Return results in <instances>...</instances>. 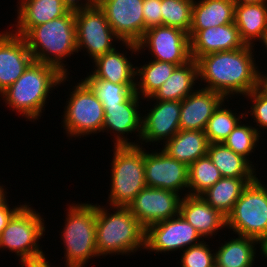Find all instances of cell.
Segmentation results:
<instances>
[{
  "instance_id": "6da1fadb",
  "label": "cell",
  "mask_w": 267,
  "mask_h": 267,
  "mask_svg": "<svg viewBox=\"0 0 267 267\" xmlns=\"http://www.w3.org/2000/svg\"><path fill=\"white\" fill-rule=\"evenodd\" d=\"M253 48L254 46L245 45L236 50L199 57L196 62L198 79L201 80L198 82L206 83L202 88L220 93L226 99L235 95L244 97L256 89L259 66L256 64Z\"/></svg>"
},
{
  "instance_id": "7a4b0ae2",
  "label": "cell",
  "mask_w": 267,
  "mask_h": 267,
  "mask_svg": "<svg viewBox=\"0 0 267 267\" xmlns=\"http://www.w3.org/2000/svg\"><path fill=\"white\" fill-rule=\"evenodd\" d=\"M56 67L33 60L24 73L0 94L6 107L36 121L45 109L50 91L69 81Z\"/></svg>"
},
{
  "instance_id": "3957f363",
  "label": "cell",
  "mask_w": 267,
  "mask_h": 267,
  "mask_svg": "<svg viewBox=\"0 0 267 267\" xmlns=\"http://www.w3.org/2000/svg\"><path fill=\"white\" fill-rule=\"evenodd\" d=\"M96 203V247L98 256L126 255L145 250L146 228L127 207L104 208ZM114 210L109 212L108 210ZM116 210V211H115ZM113 254V255H112Z\"/></svg>"
},
{
  "instance_id": "277c9868",
  "label": "cell",
  "mask_w": 267,
  "mask_h": 267,
  "mask_svg": "<svg viewBox=\"0 0 267 267\" xmlns=\"http://www.w3.org/2000/svg\"><path fill=\"white\" fill-rule=\"evenodd\" d=\"M24 39L35 61L52 65L62 74L70 75L64 59L78 53L75 12L68 11L62 17L33 27Z\"/></svg>"
},
{
  "instance_id": "5b68a950",
  "label": "cell",
  "mask_w": 267,
  "mask_h": 267,
  "mask_svg": "<svg viewBox=\"0 0 267 267\" xmlns=\"http://www.w3.org/2000/svg\"><path fill=\"white\" fill-rule=\"evenodd\" d=\"M29 206L24 203L0 234V250L15 253L21 267L42 264L47 260L38 241L45 235V220L41 213Z\"/></svg>"
},
{
  "instance_id": "8992f818",
  "label": "cell",
  "mask_w": 267,
  "mask_h": 267,
  "mask_svg": "<svg viewBox=\"0 0 267 267\" xmlns=\"http://www.w3.org/2000/svg\"><path fill=\"white\" fill-rule=\"evenodd\" d=\"M65 225L61 230L64 265L85 266L89 259L99 258L96 247V204H68Z\"/></svg>"
},
{
  "instance_id": "52a82bcc",
  "label": "cell",
  "mask_w": 267,
  "mask_h": 267,
  "mask_svg": "<svg viewBox=\"0 0 267 267\" xmlns=\"http://www.w3.org/2000/svg\"><path fill=\"white\" fill-rule=\"evenodd\" d=\"M111 183L107 203L110 207H128L137 194L147 187L144 148L139 145L113 147Z\"/></svg>"
},
{
  "instance_id": "ba28073f",
  "label": "cell",
  "mask_w": 267,
  "mask_h": 267,
  "mask_svg": "<svg viewBox=\"0 0 267 267\" xmlns=\"http://www.w3.org/2000/svg\"><path fill=\"white\" fill-rule=\"evenodd\" d=\"M256 177L243 190L226 217V227L234 234L261 242L267 239V185Z\"/></svg>"
},
{
  "instance_id": "9c48e42d",
  "label": "cell",
  "mask_w": 267,
  "mask_h": 267,
  "mask_svg": "<svg viewBox=\"0 0 267 267\" xmlns=\"http://www.w3.org/2000/svg\"><path fill=\"white\" fill-rule=\"evenodd\" d=\"M72 90L62 118L67 137L81 138L102 132L104 120L102 103L82 79L74 87L72 86Z\"/></svg>"
},
{
  "instance_id": "30bf717a",
  "label": "cell",
  "mask_w": 267,
  "mask_h": 267,
  "mask_svg": "<svg viewBox=\"0 0 267 267\" xmlns=\"http://www.w3.org/2000/svg\"><path fill=\"white\" fill-rule=\"evenodd\" d=\"M144 0H99L96 4L121 40V46L138 56L137 43L145 33L143 17ZM134 52V53H133Z\"/></svg>"
},
{
  "instance_id": "8fae6325",
  "label": "cell",
  "mask_w": 267,
  "mask_h": 267,
  "mask_svg": "<svg viewBox=\"0 0 267 267\" xmlns=\"http://www.w3.org/2000/svg\"><path fill=\"white\" fill-rule=\"evenodd\" d=\"M75 23L77 51L85 50L92 61L114 50L115 41L121 42L97 4L75 12Z\"/></svg>"
},
{
  "instance_id": "7c38bea8",
  "label": "cell",
  "mask_w": 267,
  "mask_h": 267,
  "mask_svg": "<svg viewBox=\"0 0 267 267\" xmlns=\"http://www.w3.org/2000/svg\"><path fill=\"white\" fill-rule=\"evenodd\" d=\"M137 46L138 54L148 50L151 57H154L153 60L169 62L177 66L191 60L189 35L176 27L159 25L149 28Z\"/></svg>"
},
{
  "instance_id": "4fadbf2b",
  "label": "cell",
  "mask_w": 267,
  "mask_h": 267,
  "mask_svg": "<svg viewBox=\"0 0 267 267\" xmlns=\"http://www.w3.org/2000/svg\"><path fill=\"white\" fill-rule=\"evenodd\" d=\"M202 240L204 239L196 229L179 213L146 228L145 250L155 254L157 252L169 254V251H183L201 243Z\"/></svg>"
},
{
  "instance_id": "5bb4252c",
  "label": "cell",
  "mask_w": 267,
  "mask_h": 267,
  "mask_svg": "<svg viewBox=\"0 0 267 267\" xmlns=\"http://www.w3.org/2000/svg\"><path fill=\"white\" fill-rule=\"evenodd\" d=\"M154 151L150 153L144 148L147 187L170 190L181 193V196L184 191H187L183 193V196H186L188 194V166L173 159L161 148L159 151L158 149Z\"/></svg>"
},
{
  "instance_id": "9a60e30c",
  "label": "cell",
  "mask_w": 267,
  "mask_h": 267,
  "mask_svg": "<svg viewBox=\"0 0 267 267\" xmlns=\"http://www.w3.org/2000/svg\"><path fill=\"white\" fill-rule=\"evenodd\" d=\"M182 197L170 190L145 187L127 208L147 228L154 223L178 215Z\"/></svg>"
},
{
  "instance_id": "2e32d148",
  "label": "cell",
  "mask_w": 267,
  "mask_h": 267,
  "mask_svg": "<svg viewBox=\"0 0 267 267\" xmlns=\"http://www.w3.org/2000/svg\"><path fill=\"white\" fill-rule=\"evenodd\" d=\"M139 103H142L140 96L133 92L123 103L114 106H103L102 132L113 133L114 146L139 145L142 133L141 115H143L140 113ZM132 133L136 134V138L138 136L139 141L138 139H136V142L128 141L130 139L127 138V135Z\"/></svg>"
},
{
  "instance_id": "e0dca14e",
  "label": "cell",
  "mask_w": 267,
  "mask_h": 267,
  "mask_svg": "<svg viewBox=\"0 0 267 267\" xmlns=\"http://www.w3.org/2000/svg\"><path fill=\"white\" fill-rule=\"evenodd\" d=\"M146 99V101H154V104L150 110L147 109V114L142 115V133L139 143L142 146L145 143L161 141L164 145L180 130L181 101L152 100L150 97Z\"/></svg>"
},
{
  "instance_id": "ac0fdd59",
  "label": "cell",
  "mask_w": 267,
  "mask_h": 267,
  "mask_svg": "<svg viewBox=\"0 0 267 267\" xmlns=\"http://www.w3.org/2000/svg\"><path fill=\"white\" fill-rule=\"evenodd\" d=\"M33 60L23 36L11 30L0 33V94L17 81Z\"/></svg>"
},
{
  "instance_id": "d6986e66",
  "label": "cell",
  "mask_w": 267,
  "mask_h": 267,
  "mask_svg": "<svg viewBox=\"0 0 267 267\" xmlns=\"http://www.w3.org/2000/svg\"><path fill=\"white\" fill-rule=\"evenodd\" d=\"M196 89L181 101L180 130L204 131L217 108L225 101L229 102L222 94L210 89Z\"/></svg>"
},
{
  "instance_id": "ffe728a7",
  "label": "cell",
  "mask_w": 267,
  "mask_h": 267,
  "mask_svg": "<svg viewBox=\"0 0 267 267\" xmlns=\"http://www.w3.org/2000/svg\"><path fill=\"white\" fill-rule=\"evenodd\" d=\"M235 22L199 30L190 39L191 59L195 61L206 54L243 48Z\"/></svg>"
},
{
  "instance_id": "44dd1931",
  "label": "cell",
  "mask_w": 267,
  "mask_h": 267,
  "mask_svg": "<svg viewBox=\"0 0 267 267\" xmlns=\"http://www.w3.org/2000/svg\"><path fill=\"white\" fill-rule=\"evenodd\" d=\"M179 213L190 223L200 236L212 238L219 230L226 229V217L209 205L201 195H186L180 202Z\"/></svg>"
},
{
  "instance_id": "7402d4cb",
  "label": "cell",
  "mask_w": 267,
  "mask_h": 267,
  "mask_svg": "<svg viewBox=\"0 0 267 267\" xmlns=\"http://www.w3.org/2000/svg\"><path fill=\"white\" fill-rule=\"evenodd\" d=\"M19 5V6H18ZM17 5V24L12 32L25 36L33 27L64 16L68 10L62 0H19Z\"/></svg>"
},
{
  "instance_id": "603a6c76",
  "label": "cell",
  "mask_w": 267,
  "mask_h": 267,
  "mask_svg": "<svg viewBox=\"0 0 267 267\" xmlns=\"http://www.w3.org/2000/svg\"><path fill=\"white\" fill-rule=\"evenodd\" d=\"M235 6L233 0H194L189 38L199 30L234 23Z\"/></svg>"
},
{
  "instance_id": "cb8c5ba5",
  "label": "cell",
  "mask_w": 267,
  "mask_h": 267,
  "mask_svg": "<svg viewBox=\"0 0 267 267\" xmlns=\"http://www.w3.org/2000/svg\"><path fill=\"white\" fill-rule=\"evenodd\" d=\"M164 144L162 147L164 152L189 166L197 159L207 155L209 142L205 131L179 130Z\"/></svg>"
},
{
  "instance_id": "d4e9b609",
  "label": "cell",
  "mask_w": 267,
  "mask_h": 267,
  "mask_svg": "<svg viewBox=\"0 0 267 267\" xmlns=\"http://www.w3.org/2000/svg\"><path fill=\"white\" fill-rule=\"evenodd\" d=\"M116 48L92 61L94 71L91 74L114 84H136V67L127 58V54ZM131 61V62H130Z\"/></svg>"
},
{
  "instance_id": "484cf974",
  "label": "cell",
  "mask_w": 267,
  "mask_h": 267,
  "mask_svg": "<svg viewBox=\"0 0 267 267\" xmlns=\"http://www.w3.org/2000/svg\"><path fill=\"white\" fill-rule=\"evenodd\" d=\"M198 65L194 59L177 66L170 77L150 97L152 100L182 101L193 93L198 83Z\"/></svg>"
},
{
  "instance_id": "4316f807",
  "label": "cell",
  "mask_w": 267,
  "mask_h": 267,
  "mask_svg": "<svg viewBox=\"0 0 267 267\" xmlns=\"http://www.w3.org/2000/svg\"><path fill=\"white\" fill-rule=\"evenodd\" d=\"M229 240L215 250V267H253L260 242L240 235Z\"/></svg>"
},
{
  "instance_id": "83f0119b",
  "label": "cell",
  "mask_w": 267,
  "mask_h": 267,
  "mask_svg": "<svg viewBox=\"0 0 267 267\" xmlns=\"http://www.w3.org/2000/svg\"><path fill=\"white\" fill-rule=\"evenodd\" d=\"M235 24L245 45L255 46L267 30V2L236 5Z\"/></svg>"
},
{
  "instance_id": "f1b7e54d",
  "label": "cell",
  "mask_w": 267,
  "mask_h": 267,
  "mask_svg": "<svg viewBox=\"0 0 267 267\" xmlns=\"http://www.w3.org/2000/svg\"><path fill=\"white\" fill-rule=\"evenodd\" d=\"M255 178L222 177L212 187L201 194V197L227 217L234 208L246 186Z\"/></svg>"
},
{
  "instance_id": "f546056e",
  "label": "cell",
  "mask_w": 267,
  "mask_h": 267,
  "mask_svg": "<svg viewBox=\"0 0 267 267\" xmlns=\"http://www.w3.org/2000/svg\"><path fill=\"white\" fill-rule=\"evenodd\" d=\"M207 155L223 177L256 178V167L222 143H210Z\"/></svg>"
},
{
  "instance_id": "4dcf8cb0",
  "label": "cell",
  "mask_w": 267,
  "mask_h": 267,
  "mask_svg": "<svg viewBox=\"0 0 267 267\" xmlns=\"http://www.w3.org/2000/svg\"><path fill=\"white\" fill-rule=\"evenodd\" d=\"M146 63L141 65L142 67H136L135 92L143 100L152 97L177 67L176 64L152 60V58Z\"/></svg>"
},
{
  "instance_id": "1f68e13d",
  "label": "cell",
  "mask_w": 267,
  "mask_h": 267,
  "mask_svg": "<svg viewBox=\"0 0 267 267\" xmlns=\"http://www.w3.org/2000/svg\"><path fill=\"white\" fill-rule=\"evenodd\" d=\"M208 155L188 166V195H201L222 178Z\"/></svg>"
},
{
  "instance_id": "d6a6232c",
  "label": "cell",
  "mask_w": 267,
  "mask_h": 267,
  "mask_svg": "<svg viewBox=\"0 0 267 267\" xmlns=\"http://www.w3.org/2000/svg\"><path fill=\"white\" fill-rule=\"evenodd\" d=\"M94 92L103 106H114L123 103L133 92L136 84H114L112 82L96 78L91 73L82 79Z\"/></svg>"
},
{
  "instance_id": "836d02e7",
  "label": "cell",
  "mask_w": 267,
  "mask_h": 267,
  "mask_svg": "<svg viewBox=\"0 0 267 267\" xmlns=\"http://www.w3.org/2000/svg\"><path fill=\"white\" fill-rule=\"evenodd\" d=\"M224 104L226 103H222L212 114L204 130L209 144L222 143L240 120L247 118L246 113L238 115L234 110L225 108Z\"/></svg>"
},
{
  "instance_id": "e575fe53",
  "label": "cell",
  "mask_w": 267,
  "mask_h": 267,
  "mask_svg": "<svg viewBox=\"0 0 267 267\" xmlns=\"http://www.w3.org/2000/svg\"><path fill=\"white\" fill-rule=\"evenodd\" d=\"M194 0H161L162 25L176 27L189 34Z\"/></svg>"
},
{
  "instance_id": "d590c367",
  "label": "cell",
  "mask_w": 267,
  "mask_h": 267,
  "mask_svg": "<svg viewBox=\"0 0 267 267\" xmlns=\"http://www.w3.org/2000/svg\"><path fill=\"white\" fill-rule=\"evenodd\" d=\"M260 138L261 136L254 126L248 125V123L242 124V121H240L223 143L235 153L242 155L252 164L253 162L249 160V156H251V153L255 152Z\"/></svg>"
},
{
  "instance_id": "8d00e7d4",
  "label": "cell",
  "mask_w": 267,
  "mask_h": 267,
  "mask_svg": "<svg viewBox=\"0 0 267 267\" xmlns=\"http://www.w3.org/2000/svg\"><path fill=\"white\" fill-rule=\"evenodd\" d=\"M214 249H210L204 240L194 246L183 250L181 254V267H215ZM213 252V253H212Z\"/></svg>"
},
{
  "instance_id": "74e56055",
  "label": "cell",
  "mask_w": 267,
  "mask_h": 267,
  "mask_svg": "<svg viewBox=\"0 0 267 267\" xmlns=\"http://www.w3.org/2000/svg\"><path fill=\"white\" fill-rule=\"evenodd\" d=\"M248 100L251 99L250 110L248 112H245L248 116H250L254 119L255 128L259 135H261V130H267V97L262 95L257 89L252 90L249 94L244 96ZM259 128H258V127Z\"/></svg>"
},
{
  "instance_id": "f35d334b",
  "label": "cell",
  "mask_w": 267,
  "mask_h": 267,
  "mask_svg": "<svg viewBox=\"0 0 267 267\" xmlns=\"http://www.w3.org/2000/svg\"><path fill=\"white\" fill-rule=\"evenodd\" d=\"M143 17L145 31L149 28L162 25L161 0H144Z\"/></svg>"
},
{
  "instance_id": "ab89813d",
  "label": "cell",
  "mask_w": 267,
  "mask_h": 267,
  "mask_svg": "<svg viewBox=\"0 0 267 267\" xmlns=\"http://www.w3.org/2000/svg\"><path fill=\"white\" fill-rule=\"evenodd\" d=\"M9 201H5L1 206H0V234L3 231V229L7 226L8 222L12 218V216L24 205L20 204L17 206H13L11 209V205L8 204Z\"/></svg>"
},
{
  "instance_id": "60d3db41",
  "label": "cell",
  "mask_w": 267,
  "mask_h": 267,
  "mask_svg": "<svg viewBox=\"0 0 267 267\" xmlns=\"http://www.w3.org/2000/svg\"><path fill=\"white\" fill-rule=\"evenodd\" d=\"M62 1L64 7L71 12H77L84 9H88L94 4L93 0H62Z\"/></svg>"
},
{
  "instance_id": "b9f144b4",
  "label": "cell",
  "mask_w": 267,
  "mask_h": 267,
  "mask_svg": "<svg viewBox=\"0 0 267 267\" xmlns=\"http://www.w3.org/2000/svg\"><path fill=\"white\" fill-rule=\"evenodd\" d=\"M260 69H257V87L256 89L265 97H267V73L262 74Z\"/></svg>"
},
{
  "instance_id": "7bdbcfd3",
  "label": "cell",
  "mask_w": 267,
  "mask_h": 267,
  "mask_svg": "<svg viewBox=\"0 0 267 267\" xmlns=\"http://www.w3.org/2000/svg\"><path fill=\"white\" fill-rule=\"evenodd\" d=\"M236 5L264 3L267 0H233Z\"/></svg>"
},
{
  "instance_id": "ee69618b",
  "label": "cell",
  "mask_w": 267,
  "mask_h": 267,
  "mask_svg": "<svg viewBox=\"0 0 267 267\" xmlns=\"http://www.w3.org/2000/svg\"><path fill=\"white\" fill-rule=\"evenodd\" d=\"M259 247L258 250H260L262 257L264 256L267 259V239L262 240Z\"/></svg>"
},
{
  "instance_id": "f6af8a7d",
  "label": "cell",
  "mask_w": 267,
  "mask_h": 267,
  "mask_svg": "<svg viewBox=\"0 0 267 267\" xmlns=\"http://www.w3.org/2000/svg\"><path fill=\"white\" fill-rule=\"evenodd\" d=\"M4 185H0V206L7 200L8 197L6 194L8 193L6 189L3 188Z\"/></svg>"
},
{
  "instance_id": "bcb514c9",
  "label": "cell",
  "mask_w": 267,
  "mask_h": 267,
  "mask_svg": "<svg viewBox=\"0 0 267 267\" xmlns=\"http://www.w3.org/2000/svg\"><path fill=\"white\" fill-rule=\"evenodd\" d=\"M259 43H262L261 46H265V50H267V30L264 32V34L262 35L261 39L258 41ZM267 52V51H266Z\"/></svg>"
},
{
  "instance_id": "7dc6e473",
  "label": "cell",
  "mask_w": 267,
  "mask_h": 267,
  "mask_svg": "<svg viewBox=\"0 0 267 267\" xmlns=\"http://www.w3.org/2000/svg\"><path fill=\"white\" fill-rule=\"evenodd\" d=\"M42 265L44 266V267H51V264L48 262V260H45L43 263H42ZM52 267H54L53 265H52ZM56 267V266H55ZM65 267H85V266H72V265H66Z\"/></svg>"
},
{
  "instance_id": "c3c4849f",
  "label": "cell",
  "mask_w": 267,
  "mask_h": 267,
  "mask_svg": "<svg viewBox=\"0 0 267 267\" xmlns=\"http://www.w3.org/2000/svg\"><path fill=\"white\" fill-rule=\"evenodd\" d=\"M22 267H44V266L42 264H38V265H27Z\"/></svg>"
},
{
  "instance_id": "681fc988",
  "label": "cell",
  "mask_w": 267,
  "mask_h": 267,
  "mask_svg": "<svg viewBox=\"0 0 267 267\" xmlns=\"http://www.w3.org/2000/svg\"><path fill=\"white\" fill-rule=\"evenodd\" d=\"M99 0H93L94 4H96Z\"/></svg>"
}]
</instances>
